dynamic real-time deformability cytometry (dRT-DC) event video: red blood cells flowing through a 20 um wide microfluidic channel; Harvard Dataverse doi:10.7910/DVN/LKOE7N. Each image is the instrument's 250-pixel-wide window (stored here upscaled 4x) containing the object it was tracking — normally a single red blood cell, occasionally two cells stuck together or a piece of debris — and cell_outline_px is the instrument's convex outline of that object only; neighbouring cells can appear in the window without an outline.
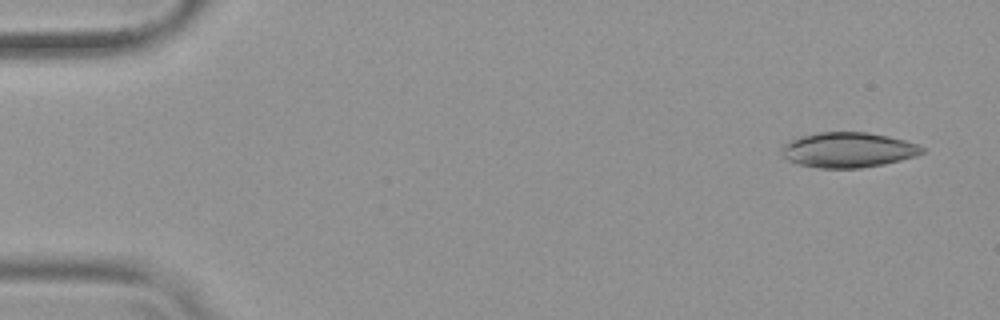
{"species": "common noctule bat (a hibernating species)", "species_latin": "Nyctalus noctula", "temperature_condition": "warm", "stored_images_in_passage": 3, "camera_frame_rate_fps": 3000, "um_per_image_px": 0.085, "animal": {"sex": "female", "body_mass_g": 19.9}, "frame": {"image": 1, "passage_image": 3, "time_ms": 0.667, "image_size_px": [1000, 320], "cell_outline_px": [[924, 152], [916, 156], [884, 164], [860, 168], [816, 168], [800, 164], [788, 160], [780, 152], [780, 148], [788, 140], [800, 136], [816, 132], [868, 132], [888, 136], [904, 140], [916, 144], [924, 148]], "centroid_in_image_um": [72.05, 12.74], "position_along_channel_um": 12.9, "area_um2": 28.9}}